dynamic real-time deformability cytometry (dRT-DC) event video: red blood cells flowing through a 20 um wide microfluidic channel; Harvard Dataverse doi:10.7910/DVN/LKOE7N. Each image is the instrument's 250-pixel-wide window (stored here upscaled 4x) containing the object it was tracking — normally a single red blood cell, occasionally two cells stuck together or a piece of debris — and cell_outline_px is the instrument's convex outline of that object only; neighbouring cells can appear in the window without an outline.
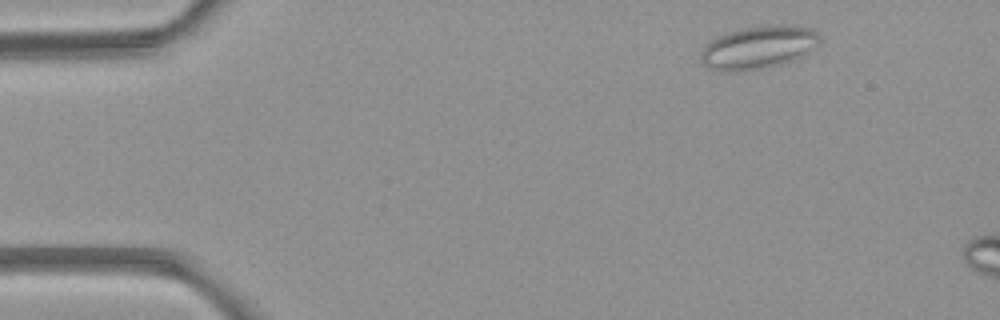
{"species": "common noctule bat (a hibernating species)", "species_latin": "Nyctalus noctula", "temperature_condition": "room temperature", "stored_images_in_passage": 4, "camera_frame_rate_fps": 3000, "um_per_image_px": 0.085, "animal": {"sex": "female", "body_mass_g": 21.9}, "frame": {"image": 1, "passage_image": 1, "time_ms": 0.0, "image_size_px": [1000, 320], "cell_outline_px": [[820, 40], [816, 44], [800, 56], [784, 64], [764, 68], [732, 72], [720, 72], [708, 68], [700, 60], [700, 52], [704, 44], [708, 40], [716, 36], [740, 28], [768, 24], [792, 24], [808, 28], [816, 32], [820, 36]], "centroid_in_image_um": [64.37, 4.02], "position_along_channel_um": 20.6, "area_um2": 30.17}}